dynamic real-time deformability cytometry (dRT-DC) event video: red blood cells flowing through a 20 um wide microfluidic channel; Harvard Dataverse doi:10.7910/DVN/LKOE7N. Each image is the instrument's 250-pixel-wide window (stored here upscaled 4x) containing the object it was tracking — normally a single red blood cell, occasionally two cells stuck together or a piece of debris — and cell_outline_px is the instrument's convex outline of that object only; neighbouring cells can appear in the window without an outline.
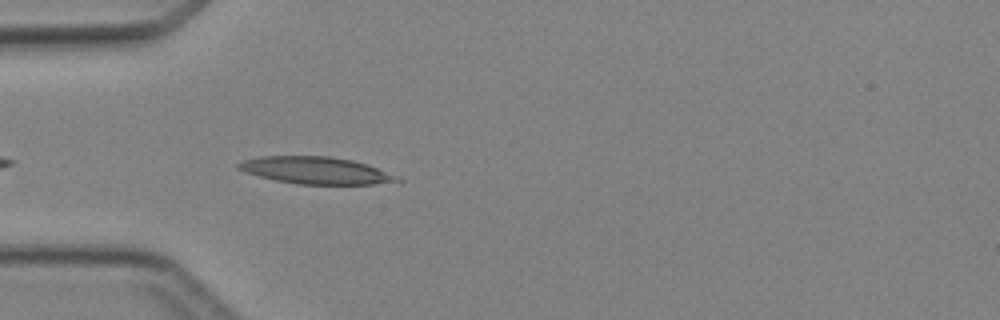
{"species": "Egyptian fruit bat (a non-hibernating species)", "species_latin": "Rousettus aegyptiacus", "temperature_condition": "cold", "stored_images_in_passage": 4, "camera_frame_rate_fps": 3000, "um_per_image_px": 0.085, "animal": {"sex": "female"}, "frame": {"image": 1, "passage_image": 4, "time_ms": 3.667, "image_size_px": [1000, 320], "cell_outline_px": [[404, 180], [400, 184], [296, 184], [276, 180], [244, 172], [236, 168], [236, 164], [244, 160], [260, 156], [328, 156], [352, 160], [368, 164]], "centroid_in_image_um": [26.89, 14.49], "position_along_channel_um": 58.1, "area_um2": 25.2}}